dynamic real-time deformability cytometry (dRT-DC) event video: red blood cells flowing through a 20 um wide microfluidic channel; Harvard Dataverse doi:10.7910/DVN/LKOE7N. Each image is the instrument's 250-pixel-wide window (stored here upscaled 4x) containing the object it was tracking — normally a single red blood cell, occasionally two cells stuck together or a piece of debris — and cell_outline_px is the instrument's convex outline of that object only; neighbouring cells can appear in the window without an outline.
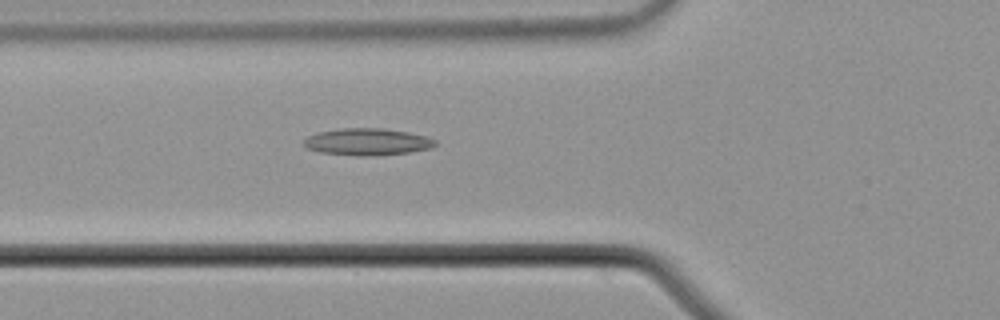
{"species": "common noctule bat (a hibernating species)", "species_latin": "Nyctalus noctula", "temperature_condition": "cold", "stored_images_in_passage": 45, "camera_frame_rate_fps": 3000, "um_per_image_px": 0.085, "animal": {"sex": "male", "body_mass_g": 21.5, "forearm_length_mm": 52.0}, "frame": {"image": 1, "passage_image": 9, "time_ms": 2.667, "image_size_px": [1000, 320], "cell_outline_px": [[436, 144], [432, 148], [408, 152], [364, 156], [360, 156], [320, 152], [308, 148], [304, 144], [304, 140], [308, 136], [316, 132], [340, 128], [384, 128], [408, 132], [428, 136], [436, 140]], "centroid_in_image_um": [31.24, 12.04], "position_along_channel_um": 94.6, "area_um2": 20.58}}
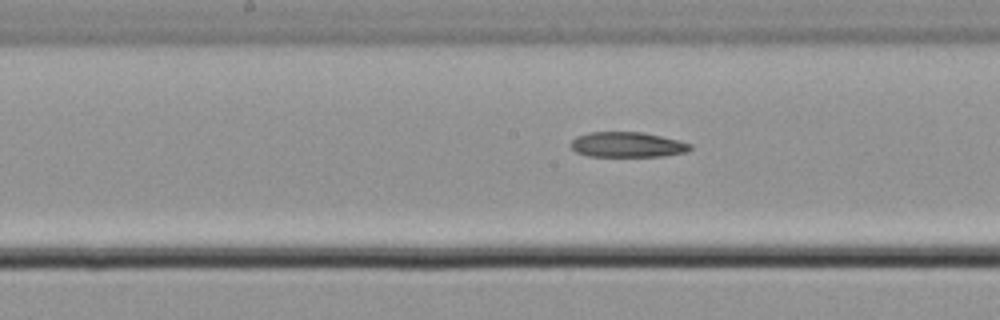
{"frame": {"image": 2, "passage_image": 17, "time_ms": 5.333, "image_size_px": [1000, 320], "cell_outline_px": [[692, 148], [684, 152], [664, 156], [588, 156], [576, 152], [572, 148], [572, 140], [576, 136], [588, 132], [644, 132], [680, 140], [692, 144]], "centroid_in_image_um": [53.34, 12.29], "position_along_channel_um": 194.9, "area_um2": 17.57}}
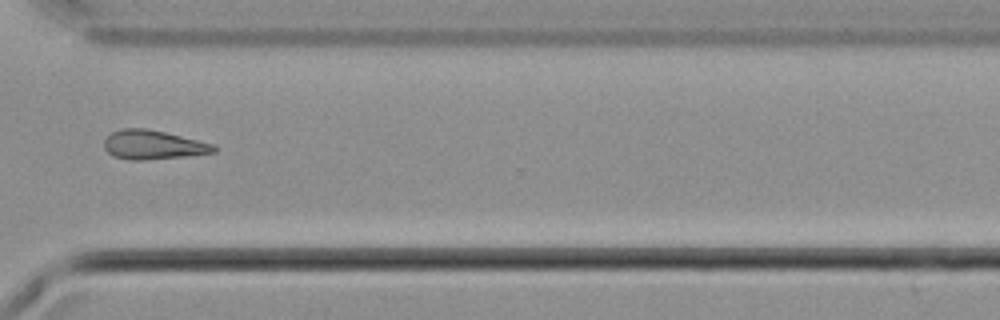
{"frame": {"image": 3, "passage_image": 30, "time_ms": 9.667, "image_size_px": [1000, 320], "cell_outline_px": [[220, 148], [216, 152], [184, 156], [144, 160], [128, 160], [112, 156], [104, 148], [104, 140], [112, 132], [120, 128], [148, 128], [216, 144]], "centroid_in_image_um": [13.04, 12.3], "position_along_channel_um": 357.6, "area_um2": 18.84}}